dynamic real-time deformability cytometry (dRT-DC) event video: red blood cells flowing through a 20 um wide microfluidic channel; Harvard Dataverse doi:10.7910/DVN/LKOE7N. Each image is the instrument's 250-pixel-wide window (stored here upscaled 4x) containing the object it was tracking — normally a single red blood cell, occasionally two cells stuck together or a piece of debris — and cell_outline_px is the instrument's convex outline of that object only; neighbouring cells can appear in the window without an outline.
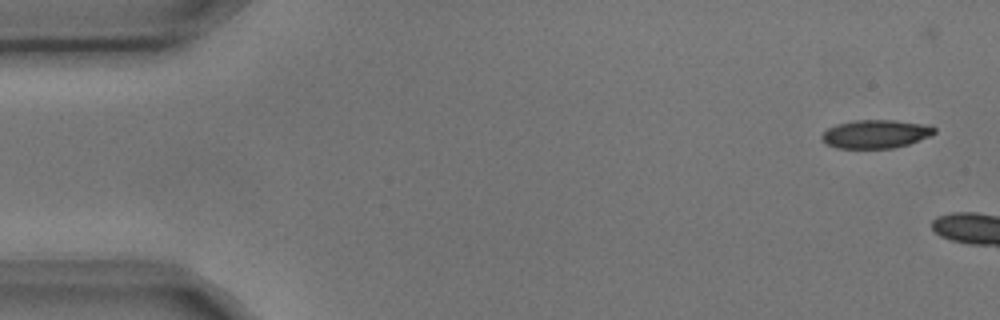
{"species": "common noctule bat (a hibernating species)", "species_latin": "Nyctalus noctula", "temperature_condition": "cold", "stored_images_in_passage": 2, "camera_frame_rate_fps": 3000, "um_per_image_px": 0.085, "animal": {"sex": "male", "body_mass_g": 17.9, "forearm_length_mm": 54.2}, "frame": {"image": 1, "passage_image": 1, "time_ms": 0.0, "image_size_px": [1000, 320], "cell_outline_px": [[936, 132], [932, 136], [908, 144], [892, 148], [836, 148], [824, 144], [820, 136], [828, 128], [836, 124], [856, 120], [896, 120], [932, 124], [936, 128]], "centroid_in_image_um": [74.47, 11.38], "position_along_channel_um": 10.5, "area_um2": 19.02}}